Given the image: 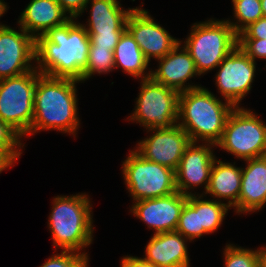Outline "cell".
<instances>
[{
	"instance_id": "cell-29",
	"label": "cell",
	"mask_w": 266,
	"mask_h": 267,
	"mask_svg": "<svg viewBox=\"0 0 266 267\" xmlns=\"http://www.w3.org/2000/svg\"><path fill=\"white\" fill-rule=\"evenodd\" d=\"M40 267H88V259L81 253L61 251V254H53Z\"/></svg>"
},
{
	"instance_id": "cell-20",
	"label": "cell",
	"mask_w": 266,
	"mask_h": 267,
	"mask_svg": "<svg viewBox=\"0 0 266 267\" xmlns=\"http://www.w3.org/2000/svg\"><path fill=\"white\" fill-rule=\"evenodd\" d=\"M242 168L235 167L231 163L214 160L211 168L209 184L204 194H210L213 198L227 199L230 208L238 213V200L241 191Z\"/></svg>"
},
{
	"instance_id": "cell-31",
	"label": "cell",
	"mask_w": 266,
	"mask_h": 267,
	"mask_svg": "<svg viewBox=\"0 0 266 267\" xmlns=\"http://www.w3.org/2000/svg\"><path fill=\"white\" fill-rule=\"evenodd\" d=\"M123 32H112L106 34H88L90 37V47H98L103 49H115L119 38Z\"/></svg>"
},
{
	"instance_id": "cell-27",
	"label": "cell",
	"mask_w": 266,
	"mask_h": 267,
	"mask_svg": "<svg viewBox=\"0 0 266 267\" xmlns=\"http://www.w3.org/2000/svg\"><path fill=\"white\" fill-rule=\"evenodd\" d=\"M223 254L225 267H260L261 248L250 250L226 244Z\"/></svg>"
},
{
	"instance_id": "cell-9",
	"label": "cell",
	"mask_w": 266,
	"mask_h": 267,
	"mask_svg": "<svg viewBox=\"0 0 266 267\" xmlns=\"http://www.w3.org/2000/svg\"><path fill=\"white\" fill-rule=\"evenodd\" d=\"M179 95L176 90L154 81L141 79L135 111L129 120L146 129L171 128L178 122Z\"/></svg>"
},
{
	"instance_id": "cell-1",
	"label": "cell",
	"mask_w": 266,
	"mask_h": 267,
	"mask_svg": "<svg viewBox=\"0 0 266 267\" xmlns=\"http://www.w3.org/2000/svg\"><path fill=\"white\" fill-rule=\"evenodd\" d=\"M90 37L84 25L71 18L36 38V69L45 75L83 81Z\"/></svg>"
},
{
	"instance_id": "cell-2",
	"label": "cell",
	"mask_w": 266,
	"mask_h": 267,
	"mask_svg": "<svg viewBox=\"0 0 266 267\" xmlns=\"http://www.w3.org/2000/svg\"><path fill=\"white\" fill-rule=\"evenodd\" d=\"M70 78L39 74L34 97V117L27 136L41 130H58L76 135L78 116L76 83Z\"/></svg>"
},
{
	"instance_id": "cell-36",
	"label": "cell",
	"mask_w": 266,
	"mask_h": 267,
	"mask_svg": "<svg viewBox=\"0 0 266 267\" xmlns=\"http://www.w3.org/2000/svg\"><path fill=\"white\" fill-rule=\"evenodd\" d=\"M260 267H266V246L261 247Z\"/></svg>"
},
{
	"instance_id": "cell-23",
	"label": "cell",
	"mask_w": 266,
	"mask_h": 267,
	"mask_svg": "<svg viewBox=\"0 0 266 267\" xmlns=\"http://www.w3.org/2000/svg\"><path fill=\"white\" fill-rule=\"evenodd\" d=\"M196 195V213H198L199 237H201L203 234H210L218 230L230 207L227 203L216 199L203 200V194Z\"/></svg>"
},
{
	"instance_id": "cell-35",
	"label": "cell",
	"mask_w": 266,
	"mask_h": 267,
	"mask_svg": "<svg viewBox=\"0 0 266 267\" xmlns=\"http://www.w3.org/2000/svg\"><path fill=\"white\" fill-rule=\"evenodd\" d=\"M16 160L7 152H0V173L8 167H12Z\"/></svg>"
},
{
	"instance_id": "cell-12",
	"label": "cell",
	"mask_w": 266,
	"mask_h": 267,
	"mask_svg": "<svg viewBox=\"0 0 266 267\" xmlns=\"http://www.w3.org/2000/svg\"><path fill=\"white\" fill-rule=\"evenodd\" d=\"M148 131L154 133L149 138L139 141L135 151L144 159L176 172L186 147L191 143L188 134L178 124L171 128Z\"/></svg>"
},
{
	"instance_id": "cell-30",
	"label": "cell",
	"mask_w": 266,
	"mask_h": 267,
	"mask_svg": "<svg viewBox=\"0 0 266 267\" xmlns=\"http://www.w3.org/2000/svg\"><path fill=\"white\" fill-rule=\"evenodd\" d=\"M238 46L253 60L266 59V39H238Z\"/></svg>"
},
{
	"instance_id": "cell-16",
	"label": "cell",
	"mask_w": 266,
	"mask_h": 267,
	"mask_svg": "<svg viewBox=\"0 0 266 267\" xmlns=\"http://www.w3.org/2000/svg\"><path fill=\"white\" fill-rule=\"evenodd\" d=\"M180 46L181 41L166 56L157 59L159 67L151 71L150 76L154 81L179 93L201 87V85H185L189 79L200 75L188 50Z\"/></svg>"
},
{
	"instance_id": "cell-7",
	"label": "cell",
	"mask_w": 266,
	"mask_h": 267,
	"mask_svg": "<svg viewBox=\"0 0 266 267\" xmlns=\"http://www.w3.org/2000/svg\"><path fill=\"white\" fill-rule=\"evenodd\" d=\"M250 109L235 107L229 114L221 140L216 144L243 160L266 155V124Z\"/></svg>"
},
{
	"instance_id": "cell-18",
	"label": "cell",
	"mask_w": 266,
	"mask_h": 267,
	"mask_svg": "<svg viewBox=\"0 0 266 267\" xmlns=\"http://www.w3.org/2000/svg\"><path fill=\"white\" fill-rule=\"evenodd\" d=\"M244 161L238 214L259 211L266 204V155Z\"/></svg>"
},
{
	"instance_id": "cell-5",
	"label": "cell",
	"mask_w": 266,
	"mask_h": 267,
	"mask_svg": "<svg viewBox=\"0 0 266 267\" xmlns=\"http://www.w3.org/2000/svg\"><path fill=\"white\" fill-rule=\"evenodd\" d=\"M183 46L202 75L215 69L238 46V34L227 20L210 19L193 24Z\"/></svg>"
},
{
	"instance_id": "cell-37",
	"label": "cell",
	"mask_w": 266,
	"mask_h": 267,
	"mask_svg": "<svg viewBox=\"0 0 266 267\" xmlns=\"http://www.w3.org/2000/svg\"><path fill=\"white\" fill-rule=\"evenodd\" d=\"M6 10H7V4L2 0H0V17L3 16Z\"/></svg>"
},
{
	"instance_id": "cell-33",
	"label": "cell",
	"mask_w": 266,
	"mask_h": 267,
	"mask_svg": "<svg viewBox=\"0 0 266 267\" xmlns=\"http://www.w3.org/2000/svg\"><path fill=\"white\" fill-rule=\"evenodd\" d=\"M62 9L69 14L70 18H75L86 10L87 5L90 3L88 0H57Z\"/></svg>"
},
{
	"instance_id": "cell-34",
	"label": "cell",
	"mask_w": 266,
	"mask_h": 267,
	"mask_svg": "<svg viewBox=\"0 0 266 267\" xmlns=\"http://www.w3.org/2000/svg\"><path fill=\"white\" fill-rule=\"evenodd\" d=\"M121 261V267H157L150 261L135 256L123 257Z\"/></svg>"
},
{
	"instance_id": "cell-3",
	"label": "cell",
	"mask_w": 266,
	"mask_h": 267,
	"mask_svg": "<svg viewBox=\"0 0 266 267\" xmlns=\"http://www.w3.org/2000/svg\"><path fill=\"white\" fill-rule=\"evenodd\" d=\"M234 108L231 103L222 102L204 87L190 89L179 95L177 124L188 134L191 142L198 143L201 140L216 145Z\"/></svg>"
},
{
	"instance_id": "cell-4",
	"label": "cell",
	"mask_w": 266,
	"mask_h": 267,
	"mask_svg": "<svg viewBox=\"0 0 266 267\" xmlns=\"http://www.w3.org/2000/svg\"><path fill=\"white\" fill-rule=\"evenodd\" d=\"M84 193L72 196H57L53 200L52 212L49 216L50 229L55 248L62 251L80 252L93 241L92 204Z\"/></svg>"
},
{
	"instance_id": "cell-24",
	"label": "cell",
	"mask_w": 266,
	"mask_h": 267,
	"mask_svg": "<svg viewBox=\"0 0 266 267\" xmlns=\"http://www.w3.org/2000/svg\"><path fill=\"white\" fill-rule=\"evenodd\" d=\"M232 2L234 17L237 19V23L230 20L227 21L238 35L251 23L264 17L261 9V0H232Z\"/></svg>"
},
{
	"instance_id": "cell-6",
	"label": "cell",
	"mask_w": 266,
	"mask_h": 267,
	"mask_svg": "<svg viewBox=\"0 0 266 267\" xmlns=\"http://www.w3.org/2000/svg\"><path fill=\"white\" fill-rule=\"evenodd\" d=\"M35 68L18 76L0 80V120L21 137L31 129L37 77Z\"/></svg>"
},
{
	"instance_id": "cell-14",
	"label": "cell",
	"mask_w": 266,
	"mask_h": 267,
	"mask_svg": "<svg viewBox=\"0 0 266 267\" xmlns=\"http://www.w3.org/2000/svg\"><path fill=\"white\" fill-rule=\"evenodd\" d=\"M188 200V195L179 191L159 198L138 200L130 210L133 215L145 222L156 233L175 231L182 208Z\"/></svg>"
},
{
	"instance_id": "cell-10",
	"label": "cell",
	"mask_w": 266,
	"mask_h": 267,
	"mask_svg": "<svg viewBox=\"0 0 266 267\" xmlns=\"http://www.w3.org/2000/svg\"><path fill=\"white\" fill-rule=\"evenodd\" d=\"M217 67L220 68L215 75V84L222 98L234 107H240L239 103L251 90L256 61L237 46Z\"/></svg>"
},
{
	"instance_id": "cell-25",
	"label": "cell",
	"mask_w": 266,
	"mask_h": 267,
	"mask_svg": "<svg viewBox=\"0 0 266 267\" xmlns=\"http://www.w3.org/2000/svg\"><path fill=\"white\" fill-rule=\"evenodd\" d=\"M115 69L114 49L90 47L87 67L83 70V81L91 78L95 73H110Z\"/></svg>"
},
{
	"instance_id": "cell-21",
	"label": "cell",
	"mask_w": 266,
	"mask_h": 267,
	"mask_svg": "<svg viewBox=\"0 0 266 267\" xmlns=\"http://www.w3.org/2000/svg\"><path fill=\"white\" fill-rule=\"evenodd\" d=\"M91 1V0H88ZM118 0H92L90 19L84 28L88 34L124 32L129 13L133 8L124 10Z\"/></svg>"
},
{
	"instance_id": "cell-11",
	"label": "cell",
	"mask_w": 266,
	"mask_h": 267,
	"mask_svg": "<svg viewBox=\"0 0 266 267\" xmlns=\"http://www.w3.org/2000/svg\"><path fill=\"white\" fill-rule=\"evenodd\" d=\"M36 39L20 27V32L0 24V80L34 70Z\"/></svg>"
},
{
	"instance_id": "cell-32",
	"label": "cell",
	"mask_w": 266,
	"mask_h": 267,
	"mask_svg": "<svg viewBox=\"0 0 266 267\" xmlns=\"http://www.w3.org/2000/svg\"><path fill=\"white\" fill-rule=\"evenodd\" d=\"M238 39H266V18L251 23L238 35Z\"/></svg>"
},
{
	"instance_id": "cell-28",
	"label": "cell",
	"mask_w": 266,
	"mask_h": 267,
	"mask_svg": "<svg viewBox=\"0 0 266 267\" xmlns=\"http://www.w3.org/2000/svg\"><path fill=\"white\" fill-rule=\"evenodd\" d=\"M21 136L0 120V152L9 153L15 160L22 154ZM18 148V149H17Z\"/></svg>"
},
{
	"instance_id": "cell-15",
	"label": "cell",
	"mask_w": 266,
	"mask_h": 267,
	"mask_svg": "<svg viewBox=\"0 0 266 267\" xmlns=\"http://www.w3.org/2000/svg\"><path fill=\"white\" fill-rule=\"evenodd\" d=\"M213 146L216 145L212 143L198 145L196 142H191L186 147L175 172L176 189L181 194H194L189 192L190 189L203 184L205 191L207 190L211 168L216 159L213 155Z\"/></svg>"
},
{
	"instance_id": "cell-8",
	"label": "cell",
	"mask_w": 266,
	"mask_h": 267,
	"mask_svg": "<svg viewBox=\"0 0 266 267\" xmlns=\"http://www.w3.org/2000/svg\"><path fill=\"white\" fill-rule=\"evenodd\" d=\"M123 162L122 174L134 202L177 192L175 171L144 159L135 150Z\"/></svg>"
},
{
	"instance_id": "cell-19",
	"label": "cell",
	"mask_w": 266,
	"mask_h": 267,
	"mask_svg": "<svg viewBox=\"0 0 266 267\" xmlns=\"http://www.w3.org/2000/svg\"><path fill=\"white\" fill-rule=\"evenodd\" d=\"M66 16L57 0H31L19 16V26L35 39L49 29L64 25Z\"/></svg>"
},
{
	"instance_id": "cell-22",
	"label": "cell",
	"mask_w": 266,
	"mask_h": 267,
	"mask_svg": "<svg viewBox=\"0 0 266 267\" xmlns=\"http://www.w3.org/2000/svg\"><path fill=\"white\" fill-rule=\"evenodd\" d=\"M149 63L131 33L125 29L114 49L115 68L122 67L129 75L146 79L151 76V71L145 73Z\"/></svg>"
},
{
	"instance_id": "cell-38",
	"label": "cell",
	"mask_w": 266,
	"mask_h": 267,
	"mask_svg": "<svg viewBox=\"0 0 266 267\" xmlns=\"http://www.w3.org/2000/svg\"><path fill=\"white\" fill-rule=\"evenodd\" d=\"M261 9L263 16L266 18V0H261Z\"/></svg>"
},
{
	"instance_id": "cell-17",
	"label": "cell",
	"mask_w": 266,
	"mask_h": 267,
	"mask_svg": "<svg viewBox=\"0 0 266 267\" xmlns=\"http://www.w3.org/2000/svg\"><path fill=\"white\" fill-rule=\"evenodd\" d=\"M187 241L177 231L154 233L143 258L157 267H189Z\"/></svg>"
},
{
	"instance_id": "cell-13",
	"label": "cell",
	"mask_w": 266,
	"mask_h": 267,
	"mask_svg": "<svg viewBox=\"0 0 266 267\" xmlns=\"http://www.w3.org/2000/svg\"><path fill=\"white\" fill-rule=\"evenodd\" d=\"M126 29L138 43L145 58L159 59L166 56L179 43L141 7L133 8L126 21Z\"/></svg>"
},
{
	"instance_id": "cell-26",
	"label": "cell",
	"mask_w": 266,
	"mask_h": 267,
	"mask_svg": "<svg viewBox=\"0 0 266 267\" xmlns=\"http://www.w3.org/2000/svg\"><path fill=\"white\" fill-rule=\"evenodd\" d=\"M175 231L189 241L199 237V220L198 213H196V193L188 195V200L182 208Z\"/></svg>"
}]
</instances>
